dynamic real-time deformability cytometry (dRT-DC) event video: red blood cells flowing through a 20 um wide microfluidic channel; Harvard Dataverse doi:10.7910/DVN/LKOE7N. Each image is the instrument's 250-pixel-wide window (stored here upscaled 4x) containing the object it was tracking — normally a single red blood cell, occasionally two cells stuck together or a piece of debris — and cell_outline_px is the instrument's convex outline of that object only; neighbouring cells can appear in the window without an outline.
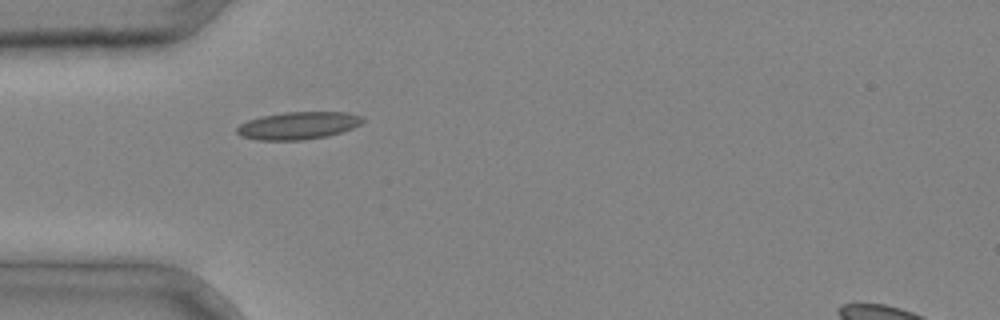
{"species": "common noctule bat (a hibernating species)", "species_latin": "Nyctalus noctula", "temperature_condition": "cold", "stored_images_in_passage": 2, "camera_frame_rate_fps": 3000, "um_per_image_px": 0.085, "animal": {"sex": "male", "body_mass_g": 20.4}, "frame": {"image": 1, "passage_image": 2, "time_ms": 0.333, "image_size_px": [1000, 320], "cell_outline_px": [[364, 120], [360, 124], [352, 128], [328, 136], [300, 140], [256, 140], [240, 136], [236, 132], [236, 128], [240, 124], [248, 120], [260, 116], [284, 112], [348, 112], [360, 116]], "centroid_in_image_um": [25.3, 10.67], "position_along_channel_um": 59.7, "area_um2": 20.17}}